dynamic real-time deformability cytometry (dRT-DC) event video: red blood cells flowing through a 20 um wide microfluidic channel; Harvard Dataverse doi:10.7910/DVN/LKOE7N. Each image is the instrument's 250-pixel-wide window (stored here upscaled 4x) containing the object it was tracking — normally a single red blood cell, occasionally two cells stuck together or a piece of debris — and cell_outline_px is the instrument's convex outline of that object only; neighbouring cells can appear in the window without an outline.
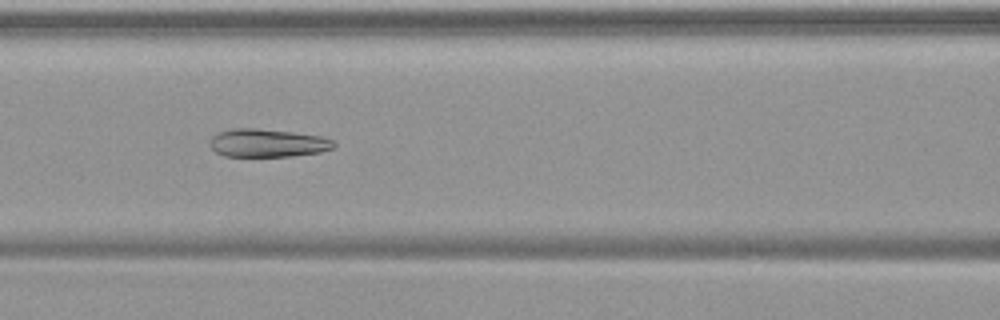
{"species": "common noctule bat (a hibernating species)", "species_latin": "Nyctalus noctula", "temperature_condition": "warm", "stored_images_in_passage": 34, "camera_frame_rate_fps": 3000, "um_per_image_px": 0.085, "animal": {"sex": "female", "body_mass_g": 19.9}, "frame": {"image": 1, "passage_image": 10, "time_ms": 3.0, "image_size_px": [1000, 320], "cell_outline_px": [[336, 144], [332, 148], [320, 152], [292, 156], [224, 156], [216, 152], [208, 144], [212, 136], [220, 132], [236, 128], [256, 128], [292, 132], [320, 136], [332, 140]], "centroid_in_image_um": [22.72, 12.16], "position_along_channel_um": 143.9, "area_um2": 20.17}}
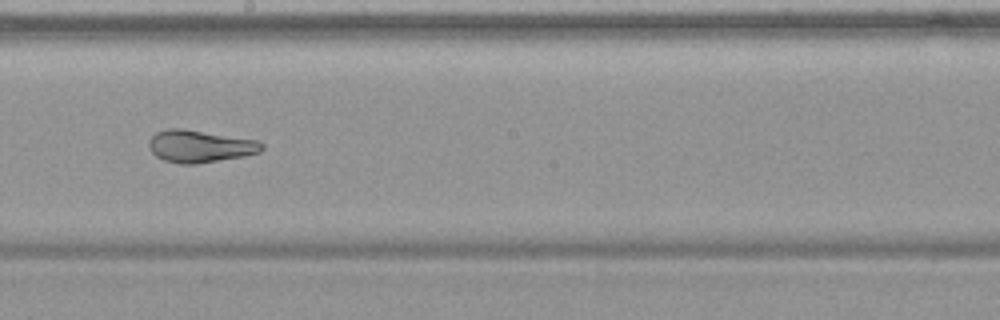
{"frame": {"image": 2, "passage_image": 17, "time_ms": 5.333, "image_size_px": [1000, 320], "cell_outline_px": [[264, 148], [260, 152], [244, 156], [196, 164], [180, 164], [164, 160], [156, 156], [152, 152], [148, 144], [148, 140], [156, 132], [168, 128], [184, 128], [260, 140], [264, 144]], "centroid_in_image_um": [17.02, 12.42], "position_along_channel_um": 231.2, "area_um2": 21.56}}
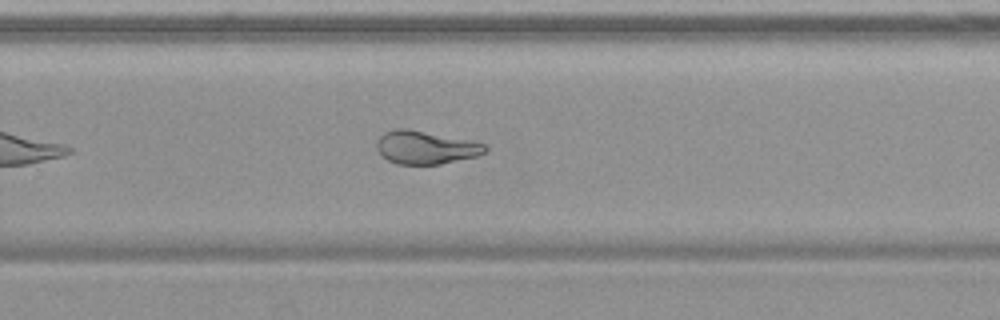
{"frame": {"image": 3, "passage_image": 22, "time_ms": 7.0, "image_size_px": [1000, 320], "cell_outline_px": [[488, 148], [484, 152], [476, 156], [440, 164], [396, 164], [380, 156], [376, 148], [376, 140], [384, 132], [396, 128], [408, 128], [484, 144]], "centroid_in_image_um": [36.08, 12.53], "position_along_channel_um": 293.7, "area_um2": 20.75}, "authors_computed_cell_mechanics": {"area_um2": 21.964, "velocity_mm_per_s": 3.7625, "shape_relaxation_time_tau1_ms": 6.6741, "shape_relaxation_time_tau2_ms": 1.2997, "deformation_change_tau1": 0.213, "deformation_change_tau2": 0.0745}}